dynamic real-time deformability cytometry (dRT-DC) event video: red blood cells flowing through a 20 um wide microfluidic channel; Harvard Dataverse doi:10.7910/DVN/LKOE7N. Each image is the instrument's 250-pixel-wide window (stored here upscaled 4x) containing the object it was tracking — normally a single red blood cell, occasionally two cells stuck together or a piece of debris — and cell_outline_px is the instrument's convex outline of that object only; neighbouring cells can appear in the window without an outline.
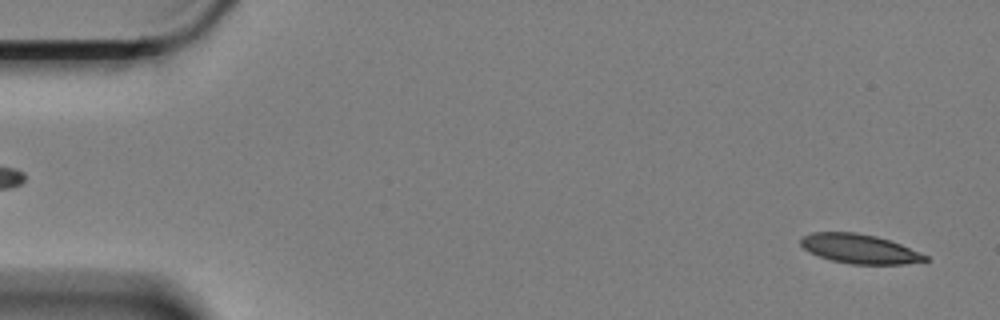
{"species": "Egyptian fruit bat (a non-hibernating species)", "species_latin": "Rousettus aegyptiacus", "temperature_condition": "cold", "stored_images_in_passage": 6, "segment_of_instrument_passage": [2, 2], "camera_frame_rate_fps": 3000, "um_per_image_px": 0.085, "animal": {"sex": "female"}, "frame": {"image": 1, "passage_image": 6, "time_ms": 1.667, "image_size_px": [1000, 320], "cell_outline_px": [[928, 260], [904, 264], [852, 264], [832, 260], [808, 252], [800, 244], [800, 236], [812, 232], [856, 232], [876, 236], [900, 244], [928, 256]], "centroid_in_image_um": [73.01, 21.14], "position_along_channel_um": 12.0, "area_um2": 21.15}}